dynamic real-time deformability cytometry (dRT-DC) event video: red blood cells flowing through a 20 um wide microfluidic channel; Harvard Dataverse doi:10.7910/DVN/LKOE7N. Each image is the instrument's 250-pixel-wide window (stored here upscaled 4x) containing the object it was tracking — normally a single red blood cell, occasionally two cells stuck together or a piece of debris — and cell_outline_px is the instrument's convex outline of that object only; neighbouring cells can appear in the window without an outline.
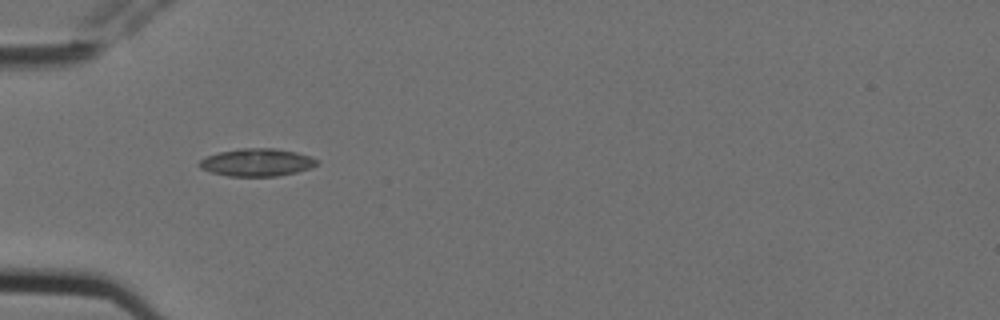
{"species": "Egyptian fruit bat (a non-hibernating species)", "species_latin": "Rousettus aegyptiacus", "temperature_condition": "cold", "stored_images_in_passage": 9, "camera_frame_rate_fps": 3000, "um_per_image_px": 0.085, "animal": {"sex": "female"}, "frame": {"image": 1, "passage_image": 6, "time_ms": 1.667, "image_size_px": [1000, 320], "cell_outline_px": [[320, 160], [316, 164], [308, 168], [296, 172], [276, 176], [228, 176], [212, 172], [200, 168], [196, 164], [200, 160], [208, 156], [220, 152], [240, 148], [272, 148], [296, 152]], "centroid_in_image_um": [21.8, 13.8], "position_along_channel_um": 63.2, "area_um2": 18.73}}
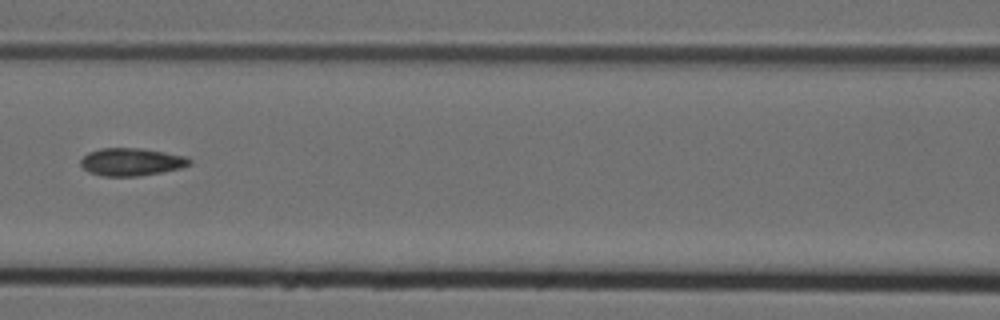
{"frame": {"image": 2, "passage_image": 8, "time_ms": 2.333, "image_size_px": [1000, 320], "cell_outline_px": [[192, 164], [180, 168], [160, 172], [136, 176], [104, 176], [88, 172], [80, 164], [80, 160], [88, 152], [100, 148], [140, 148], [164, 152], [184, 156], [192, 160]], "centroid_in_image_um": [11.15, 13.75], "position_along_channel_um": 155.5, "area_um2": 17.46}}
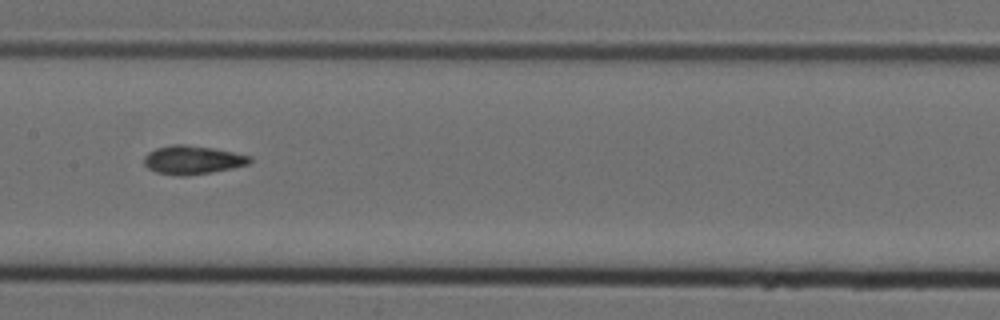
{"frame": {"image": 3, "passage_image": 9, "time_ms": 2.667, "image_size_px": [1000, 320], "cell_outline_px": [[252, 160], [248, 164], [232, 168], [212, 172], [188, 176], [176, 176], [156, 172], [148, 168], [144, 164], [144, 156], [148, 152], [156, 148], [172, 144], [184, 144], [212, 148], [252, 156]], "centroid_in_image_um": [16.34, 13.6], "position_along_channel_um": 191.1, "area_um2": 17.69}}